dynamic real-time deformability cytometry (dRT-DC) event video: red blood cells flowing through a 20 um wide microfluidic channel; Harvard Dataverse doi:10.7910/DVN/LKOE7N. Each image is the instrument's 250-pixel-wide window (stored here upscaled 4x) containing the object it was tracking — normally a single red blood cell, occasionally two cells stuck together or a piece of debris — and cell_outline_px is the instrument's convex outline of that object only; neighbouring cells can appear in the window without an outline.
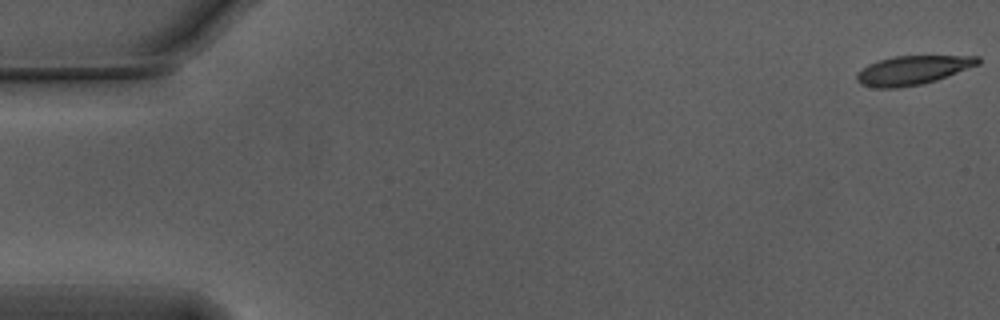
{"species": "Egyptian fruit bat (a non-hibernating species)", "species_latin": "Rousettus aegyptiacus", "temperature_condition": "warm", "stored_images_in_passage": 16, "camera_frame_rate_fps": 3000, "um_per_image_px": 0.085, "animal": {"sex": "male"}, "frame": {"image": 1, "passage_image": 1, "time_ms": 0.0, "image_size_px": [1000, 320], "cell_outline_px": [[980, 64], [948, 76], [936, 80], [920, 84], [900, 88], [876, 88], [860, 84], [856, 80], [856, 76], [868, 64], [880, 60], [896, 56], [980, 56]], "centroid_in_image_um": [77.6, 5.97], "position_along_channel_um": 7.4, "area_um2": 20.29}}
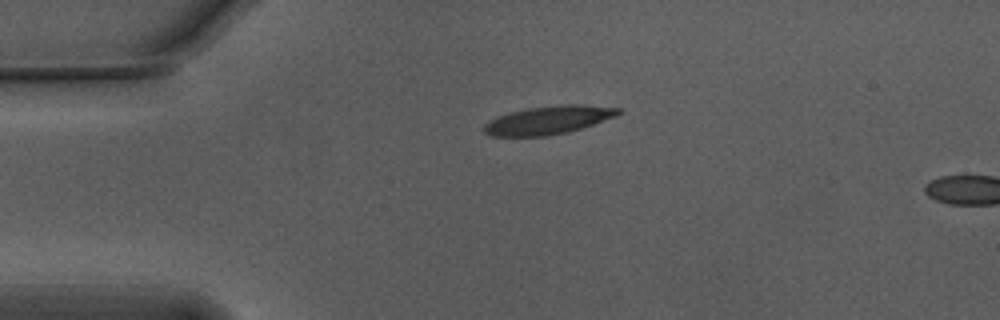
{"frame": {"image": 2, "passage_image": 13, "time_ms": 4.0, "image_size_px": [1000, 320], "cell_outline_px": [[624, 112], [616, 116], [568, 132], [548, 136], [488, 136], [484, 132], [484, 124], [496, 116], [528, 108], [568, 104], [580, 104], [620, 108]], "centroid_in_image_um": [46.61, 10.21], "position_along_channel_um": 38.4, "area_um2": 22.02}}